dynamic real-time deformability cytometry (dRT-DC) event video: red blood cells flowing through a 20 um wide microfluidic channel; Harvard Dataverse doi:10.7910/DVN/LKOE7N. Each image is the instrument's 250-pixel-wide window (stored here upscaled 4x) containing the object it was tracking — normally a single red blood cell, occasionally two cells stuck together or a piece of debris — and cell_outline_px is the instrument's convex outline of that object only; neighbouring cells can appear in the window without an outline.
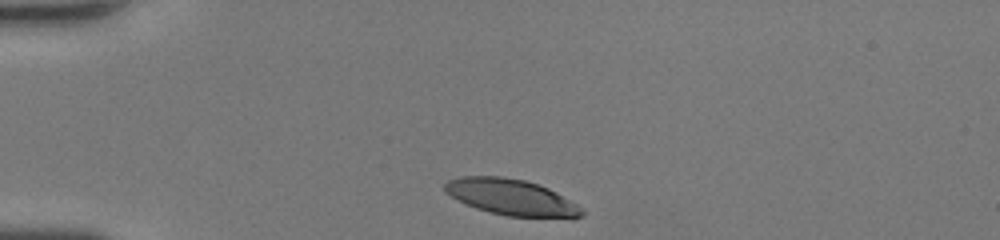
{"species": "human", "species_latin": "Homo sapiens", "temperature_condition": "room temperature", "stored_images_in_passage": 29, "camera_frame_rate_fps": 3000, "um_per_image_px": 0.085, "donor": {"sex": "female"}, "frame": {"image": 1, "passage_image": 1, "time_ms": 0.0, "image_size_px": [1000, 240], "cell_outline_px": [[584, 216], [572, 220], [508, 216], [476, 208], [444, 192], [444, 184], [448, 180], [460, 176], [504, 176], [524, 180], [548, 188], [556, 192], [576, 204], [584, 212]], "centroid_in_image_um": [43.53, 16.79], "position_along_channel_um": 41.5, "area_um2": 29.07}}
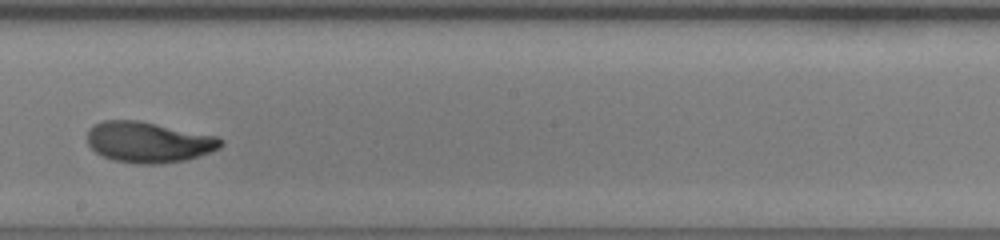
{"frame": {"image": 2, "passage_image": 17, "time_ms": 5.333, "image_size_px": [1000, 240], "cell_outline_px": [[224, 144], [220, 148], [184, 160], [160, 164], [140, 164], [112, 160], [96, 152], [88, 144], [88, 128], [92, 124], [104, 120], [140, 120], [216, 136], [224, 140]], "centroid_in_image_um": [12.6, 12.07], "position_along_channel_um": 235.6, "area_um2": 31.73}}
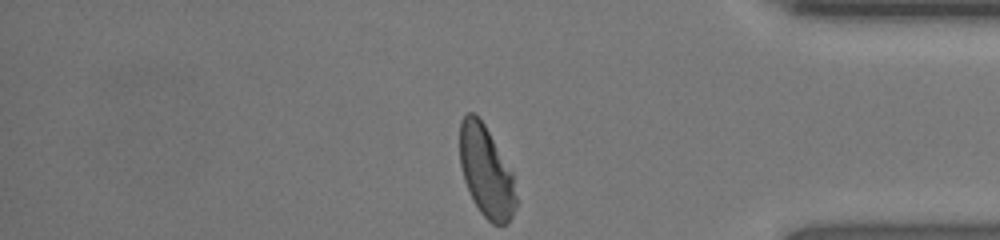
{"frame": {"image": 3, "passage_image": 29, "time_ms": 9.333, "image_size_px": [1000, 240], "cell_outline_px": [[516, 204], [512, 216], [508, 224], [492, 224], [480, 212], [472, 200], [464, 180], [460, 164], [460, 120], [468, 112], [472, 112], [484, 124], [512, 172], [516, 196]], "centroid_in_image_um": [41.31, 14.61], "position_along_channel_um": 393.9, "area_um2": 29.65}, "authors_computed_cell_mechanics": {"area_um2": 31.2698, "velocity_mm_per_s": 4.4514, "shape_relaxation_time_tau1_ms": 2.7139, "shape_relaxation_time_tau2_ms": 1.0236, "deformation_change_tau1": 0.1591, "deformation_change_tau2": 0.0643}}